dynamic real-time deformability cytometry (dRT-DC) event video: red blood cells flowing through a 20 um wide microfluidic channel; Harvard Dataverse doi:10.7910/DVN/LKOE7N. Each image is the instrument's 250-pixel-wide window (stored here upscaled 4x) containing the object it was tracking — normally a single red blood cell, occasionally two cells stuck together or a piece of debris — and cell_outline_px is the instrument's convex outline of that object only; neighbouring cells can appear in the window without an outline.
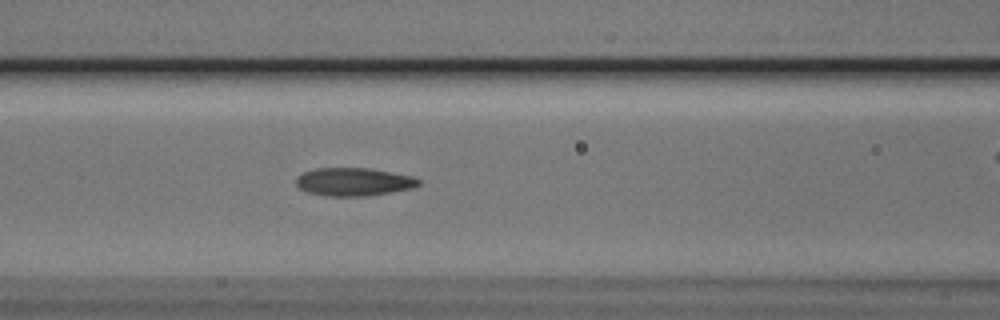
{"species": "Egyptian fruit bat (a non-hibernating species)", "species_latin": "Rousettus aegyptiacus", "temperature_condition": "cold", "stored_images_in_passage": 46, "camera_frame_rate_fps": 3000, "um_per_image_px": 0.085, "animal": {"sex": "male"}, "frame": {"image": 1, "passage_image": 14, "time_ms": 4.333, "image_size_px": [1000, 320], "cell_outline_px": [[420, 184], [412, 188], [392, 192], [368, 196], [328, 196], [308, 192], [300, 188], [296, 184], [296, 176], [304, 172], [316, 168], [372, 168], [412, 176], [420, 180]], "centroid_in_image_um": [30.07, 15.45], "position_along_channel_um": 136.5, "area_um2": 20.11}}
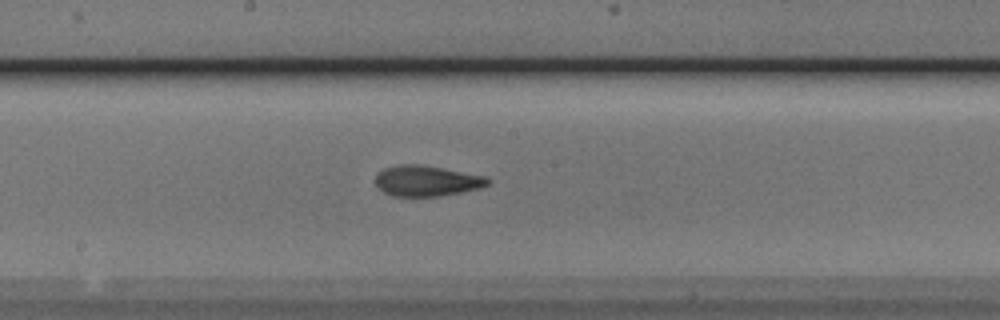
{"frame": {"image": 2, "passage_image": 20, "time_ms": 6.333, "image_size_px": [1000, 320], "cell_outline_px": [[492, 180], [488, 184], [480, 188], [440, 196], [392, 196], [384, 192], [376, 184], [376, 176], [384, 168], [400, 164], [420, 164], [488, 176]], "centroid_in_image_um": [36.3, 15.36], "position_along_channel_um": 211.9, "area_um2": 20.06}, "authors_computed_cell_mechanics": {"area_um2": 19.8254, "velocity_mm_per_s": 3.7786, "shape_relaxation_time_tau1_ms": 8.2252, "shape_relaxation_time_tau2_ms": 2.3152, "deformation_change_tau1": 0.2081, "deformation_change_tau2": 0.0929}}